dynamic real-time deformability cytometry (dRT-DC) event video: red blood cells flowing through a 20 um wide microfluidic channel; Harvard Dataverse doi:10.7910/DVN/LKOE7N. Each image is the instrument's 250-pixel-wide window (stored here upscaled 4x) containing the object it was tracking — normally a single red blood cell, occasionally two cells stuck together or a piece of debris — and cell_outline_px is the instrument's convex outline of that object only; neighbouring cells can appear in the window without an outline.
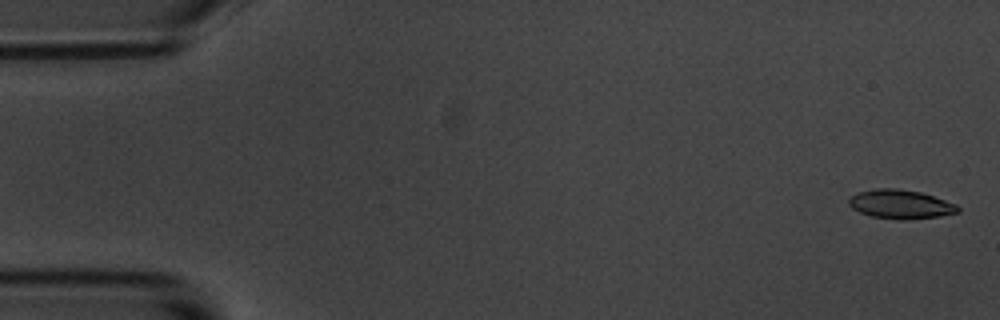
{"species": "common noctule bat (a hibernating species)", "species_latin": "Nyctalus noctula", "temperature_condition": "room temperature", "stored_images_in_passage": 5, "camera_frame_rate_fps": 3000, "um_per_image_px": 0.085, "animal": {"sex": "male", "body_mass_g": 20.1, "forearm_length_mm": 53.5}, "frame": {"image": 1, "passage_image": 1, "time_ms": 0.0, "image_size_px": [1000, 320], "cell_outline_px": [[960, 212], [940, 216], [908, 220], [904, 220], [872, 216], [860, 212], [852, 208], [848, 204], [848, 200], [856, 192], [876, 188], [896, 188], [920, 192], [956, 204], [960, 208]], "centroid_in_image_um": [76.54, 17.36], "position_along_channel_um": 8.5, "area_um2": 18.38}}
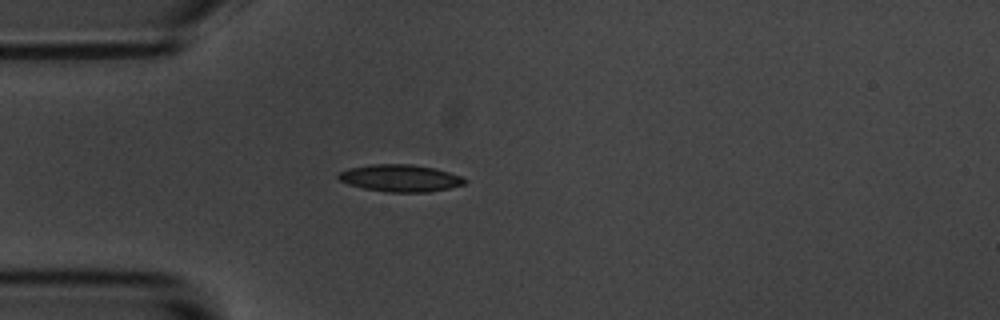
{"frame": {"image": 2, "passage_image": 4, "time_ms": 4.667, "image_size_px": [1000, 320], "cell_outline_px": [[468, 180], [464, 184], [448, 188], [428, 192], [388, 192], [364, 188], [348, 184], [340, 180], [336, 176], [340, 172], [348, 168], [372, 164], [412, 164], [432, 168], [448, 172], [460, 176]], "centroid_in_image_um": [34.0, 15.14], "position_along_channel_um": 51.0, "area_um2": 19.77}}